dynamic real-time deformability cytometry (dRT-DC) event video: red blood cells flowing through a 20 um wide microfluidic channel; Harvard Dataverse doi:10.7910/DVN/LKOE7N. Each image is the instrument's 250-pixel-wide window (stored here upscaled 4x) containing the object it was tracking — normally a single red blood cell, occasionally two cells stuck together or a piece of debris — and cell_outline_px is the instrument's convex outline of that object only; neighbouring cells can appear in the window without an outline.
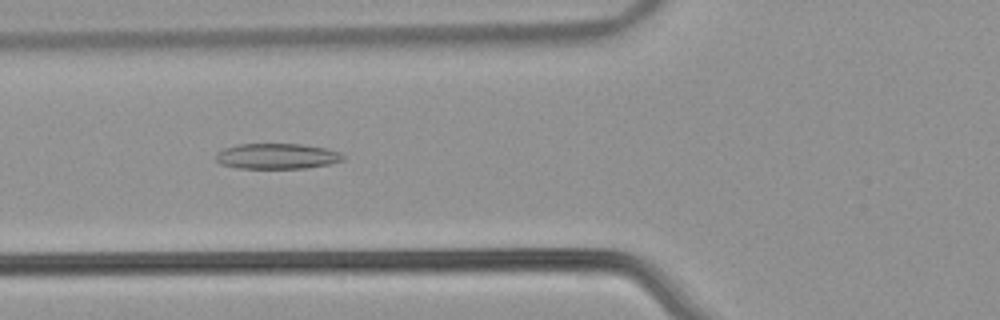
{"species": "common noctule bat (a hibernating species)", "species_latin": "Nyctalus noctula", "temperature_condition": "warm", "stored_images_in_passage": 53, "camera_frame_rate_fps": 3000, "um_per_image_px": 0.085, "animal": {"sex": "male", "body_mass_g": 21.5, "forearm_length_mm": 52.0}, "frame": {"image": 1, "passage_image": 21, "time_ms": 6.667, "image_size_px": [1000, 320], "cell_outline_px": [[344, 160], [328, 164], [304, 168], [236, 168], [220, 164], [216, 160], [216, 152], [224, 148], [236, 144], [300, 144], [324, 148], [340, 152], [344, 156]], "centroid_in_image_um": [23.5, 13.27], "position_along_channel_um": 102.3, "area_um2": 18.9}}
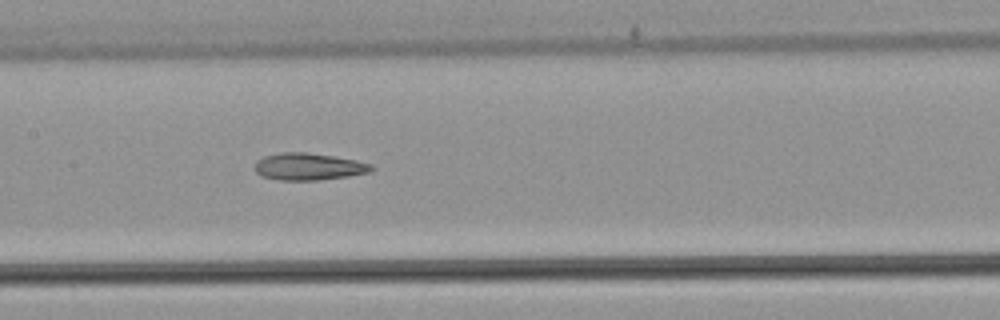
{"frame": {"image": 2, "passage_image": 27, "time_ms": 8.667, "image_size_px": [1000, 320], "cell_outline_px": [[376, 168], [368, 172], [348, 176], [320, 180], [280, 180], [260, 176], [256, 172], [256, 160], [264, 156], [280, 152], [308, 152], [356, 160], [372, 164]], "centroid_in_image_um": [26.23, 14.16], "position_along_channel_um": 181.2, "area_um2": 18.44}}
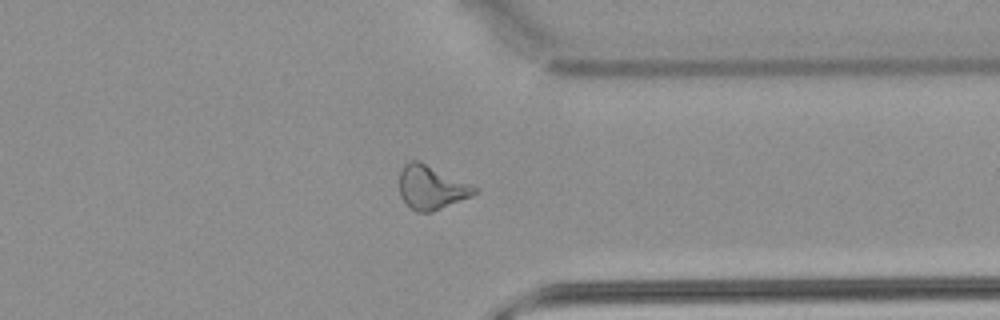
{"frame": {"image": 3, "passage_image": 42, "time_ms": 13.667, "image_size_px": [1000, 320], "cell_outline_px": [[480, 188], [472, 196], [432, 212], [416, 212], [400, 196], [400, 168], [404, 164], [412, 160], [420, 160]], "centroid_in_image_um": [36.68, 15.91], "position_along_channel_um": 374.7, "area_um2": 19.31}, "authors_computed_cell_mechanics": {"area_um2": 20.23, "velocity_mm_per_s": 3.9322, "shape_relaxation_time_tau1_ms": null, "shape_relaxation_time_tau2_ms": 5.4385, "deformation_change_tau1": null, "deformation_change_tau2": 0.1526}}